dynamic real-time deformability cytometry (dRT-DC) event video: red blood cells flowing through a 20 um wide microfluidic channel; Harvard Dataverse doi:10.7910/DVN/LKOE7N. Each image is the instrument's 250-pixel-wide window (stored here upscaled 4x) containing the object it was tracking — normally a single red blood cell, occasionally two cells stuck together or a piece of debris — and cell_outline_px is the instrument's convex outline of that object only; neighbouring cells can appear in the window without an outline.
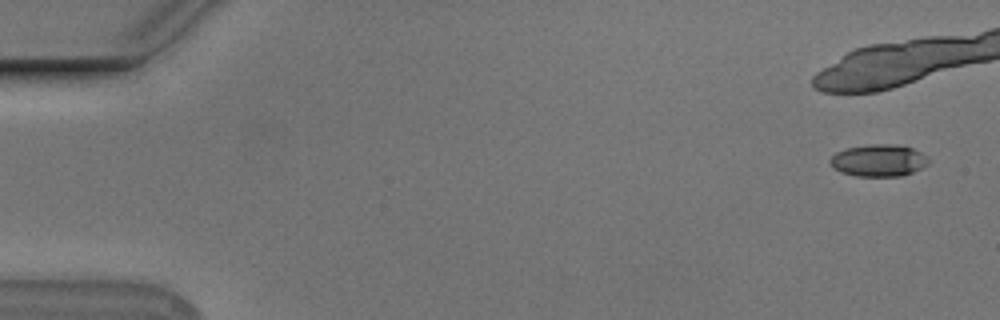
{"species": "Egyptian fruit bat (a non-hibernating species)", "species_latin": "Rousettus aegyptiacus", "temperature_condition": "cold", "stored_images_in_passage": 12, "camera_frame_rate_fps": 3000, "um_per_image_px": 0.085, "animal": {"sex": "male"}, "frame": {"image": 1, "passage_image": 1, "time_ms": 0.0, "image_size_px": [1000, 320], "cell_outline_px": [[928, 164], [912, 172], [900, 176], [856, 176], [840, 172], [832, 168], [828, 164], [828, 160], [836, 152], [848, 148], [872, 144], [896, 144], [912, 148], [928, 156]], "centroid_in_image_um": [74.64, 13.64], "position_along_channel_um": 10.4, "area_um2": 18.44}}